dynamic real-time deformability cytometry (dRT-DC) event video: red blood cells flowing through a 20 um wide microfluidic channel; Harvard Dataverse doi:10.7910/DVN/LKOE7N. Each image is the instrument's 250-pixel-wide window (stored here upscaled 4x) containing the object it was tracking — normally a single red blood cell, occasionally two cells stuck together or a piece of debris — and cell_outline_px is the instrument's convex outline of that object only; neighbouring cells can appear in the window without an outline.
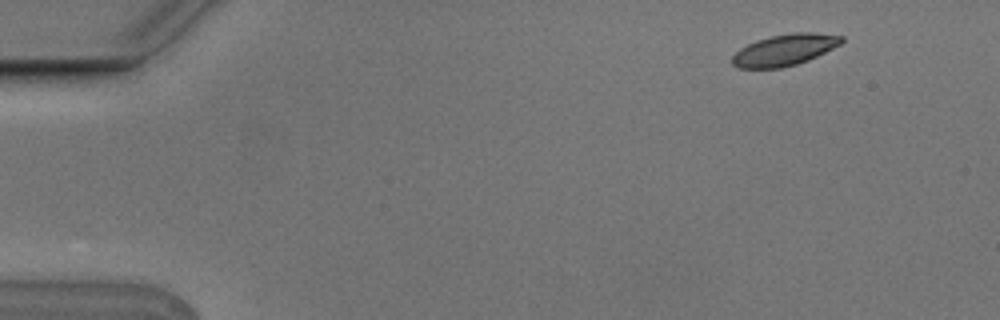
{"species": "Egyptian fruit bat (a non-hibernating species)", "species_latin": "Rousettus aegyptiacus", "temperature_condition": "cold", "stored_images_in_passage": 5, "camera_frame_rate_fps": 3000, "um_per_image_px": 0.085, "animal": {"sex": "male"}, "frame": {"image": 1, "passage_image": 5, "time_ms": 1.333, "image_size_px": [1000, 320], "cell_outline_px": [[844, 40], [840, 44], [808, 60], [796, 64], [780, 68], [736, 68], [732, 64], [732, 56], [740, 48], [756, 40], [768, 36], [792, 32], [812, 32], [844, 36]], "centroid_in_image_um": [66.66, 4.23], "position_along_channel_um": 18.3, "area_um2": 20.0}}